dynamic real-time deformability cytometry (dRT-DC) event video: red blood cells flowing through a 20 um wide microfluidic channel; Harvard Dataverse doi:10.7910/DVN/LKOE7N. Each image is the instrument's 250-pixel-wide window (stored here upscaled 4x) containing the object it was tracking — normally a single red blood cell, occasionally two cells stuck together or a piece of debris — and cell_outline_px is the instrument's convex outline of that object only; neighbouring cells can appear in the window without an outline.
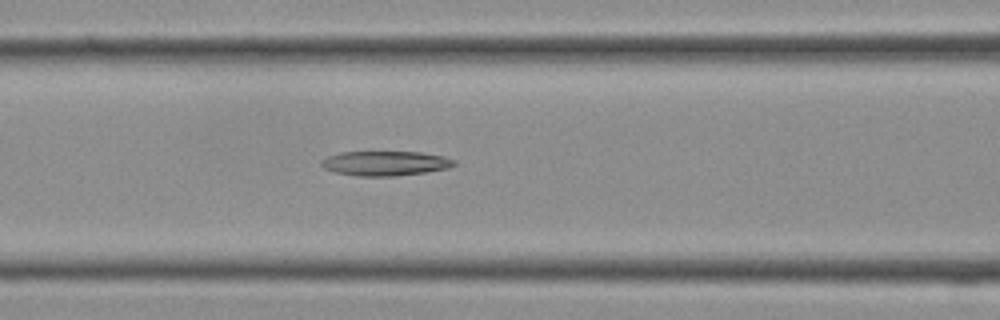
{"species": "Egyptian fruit bat (a non-hibernating species)", "species_latin": "Rousettus aegyptiacus", "temperature_condition": "cold", "stored_images_in_passage": 16, "camera_frame_rate_fps": 3000, "um_per_image_px": 0.085, "frame": {"image": 1, "passage_image": 12, "time_ms": 3.667, "image_size_px": [1000, 320], "cell_outline_px": [[456, 164], [448, 168], [424, 172], [396, 176], [356, 176], [332, 172], [324, 168], [320, 164], [320, 160], [328, 156], [340, 152], [420, 152], [444, 156], [456, 160]], "centroid_in_image_um": [32.72, 13.88], "position_along_channel_um": 133.9, "area_um2": 19.19}}
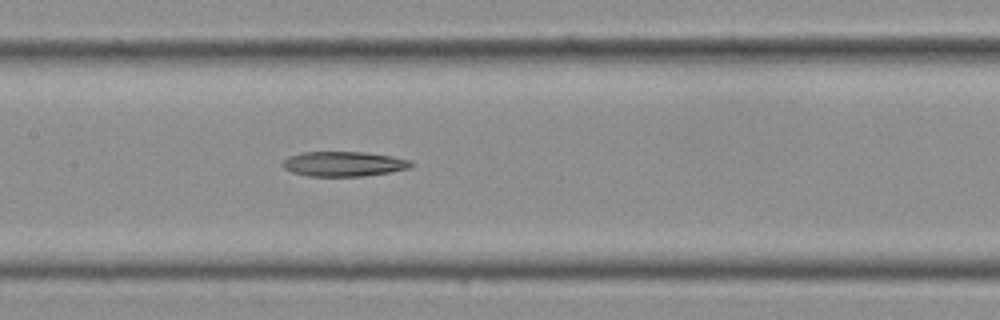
{"frame": {"image": 2, "passage_image": 14, "time_ms": 4.333, "image_size_px": [1000, 320], "cell_outline_px": [[412, 164], [408, 168], [392, 172], [364, 176], [308, 176], [292, 172], [284, 168], [280, 164], [288, 156], [300, 152], [364, 152], [392, 156], [412, 160]], "centroid_in_image_um": [29.19, 13.93], "position_along_channel_um": 178.2, "area_um2": 18.73}}
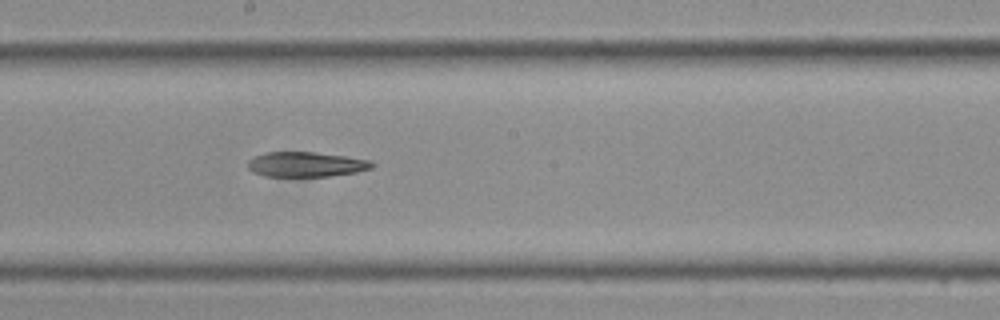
{"frame": {"image": 3, "passage_image": 16, "time_ms": 5.0, "image_size_px": [1000, 320], "cell_outline_px": [[376, 164], [372, 168], [356, 172], [332, 176], [264, 176], [252, 172], [248, 168], [248, 160], [252, 156], [264, 152], [316, 152], [372, 160]], "centroid_in_image_um": [26.0, 13.96], "position_along_channel_um": 222.2, "area_um2": 18.26}}